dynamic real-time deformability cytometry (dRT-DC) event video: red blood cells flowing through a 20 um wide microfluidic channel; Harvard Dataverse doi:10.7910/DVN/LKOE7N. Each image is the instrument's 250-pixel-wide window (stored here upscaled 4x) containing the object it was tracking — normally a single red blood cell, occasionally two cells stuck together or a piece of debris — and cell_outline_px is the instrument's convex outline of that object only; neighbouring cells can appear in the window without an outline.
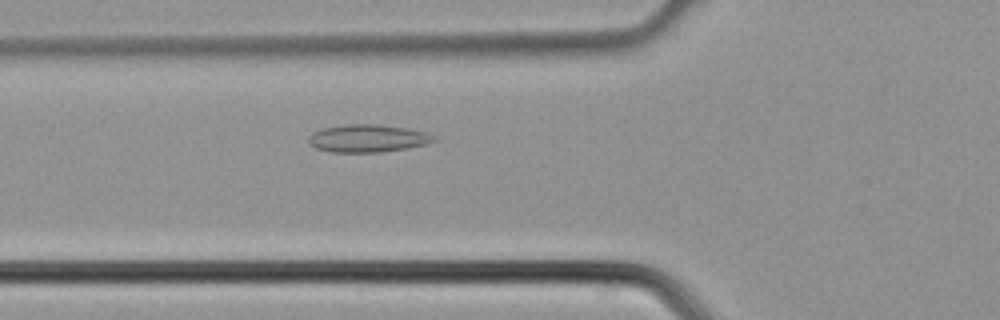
{"species": "common noctule bat (a hibernating species)", "species_latin": "Nyctalus noctula", "temperature_condition": "cold", "stored_images_in_passage": 4, "camera_frame_rate_fps": 3000, "um_per_image_px": 0.085, "animal": {"sex": "male", "body_mass_g": 21.5, "forearm_length_mm": 52.0}, "frame": {"image": 1, "passage_image": 4, "time_ms": 1.0, "image_size_px": [1000, 320], "cell_outline_px": [[436, 140], [428, 144], [380, 152], [332, 152], [316, 148], [308, 144], [308, 136], [312, 132], [324, 128], [344, 124], [376, 124], [408, 128], [424, 132], [436, 136]], "centroid_in_image_um": [31.23, 11.75], "position_along_channel_um": 94.6, "area_um2": 20.23}}